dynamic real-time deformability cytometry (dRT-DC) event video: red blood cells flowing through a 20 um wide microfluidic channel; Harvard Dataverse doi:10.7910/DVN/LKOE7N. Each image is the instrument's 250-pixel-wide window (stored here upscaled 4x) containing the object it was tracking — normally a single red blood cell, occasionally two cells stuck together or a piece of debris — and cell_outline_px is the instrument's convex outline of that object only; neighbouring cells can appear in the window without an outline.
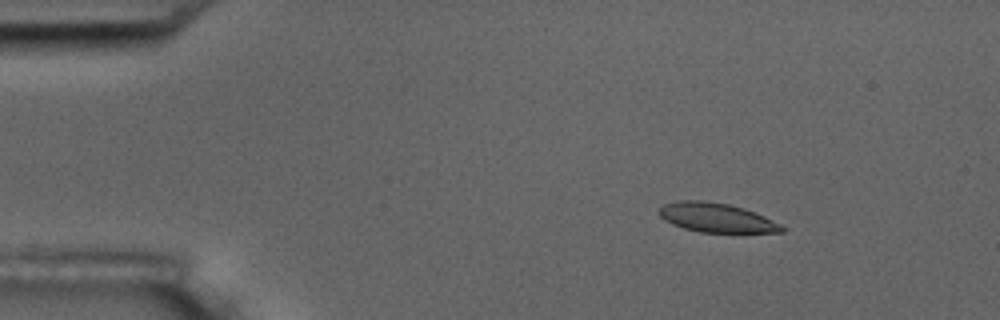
{"species": "common noctule bat (a hibernating species)", "species_latin": "Nyctalus noctula", "temperature_condition": "room temperature", "stored_images_in_passage": 14, "camera_frame_rate_fps": 3000, "um_per_image_px": 0.085, "animal": {"sex": "male", "body_mass_g": 17.5, "forearm_length_mm": 52.3}, "frame": {"image": 1, "passage_image": 3, "time_ms": 2.0, "image_size_px": [1000, 320], "cell_outline_px": [[784, 232], [700, 232], [684, 228], [672, 224], [664, 220], [656, 212], [664, 204], [676, 200], [704, 200], [728, 204], [744, 208], [764, 216], [780, 224], [784, 228]], "centroid_in_image_um": [60.84, 18.49], "position_along_channel_um": 24.2, "area_um2": 20.87}}
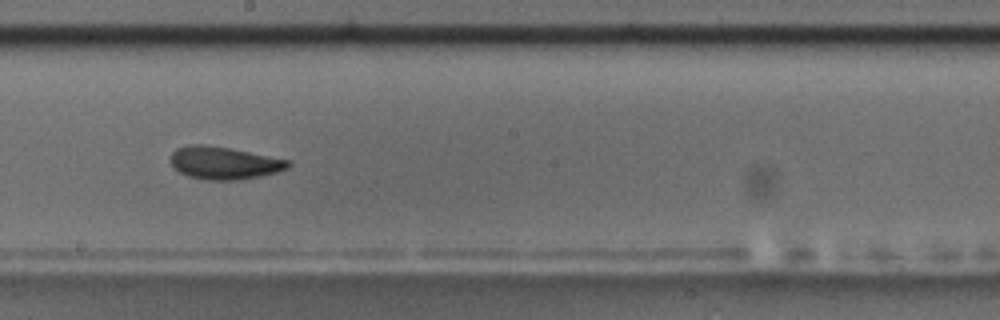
{"frame": {"image": 2, "passage_image": 10, "time_ms": 10.0, "image_size_px": [1000, 320], "cell_outline_px": [[292, 164], [288, 168], [276, 172], [260, 176], [240, 180], [204, 180], [188, 176], [180, 172], [168, 160], [172, 152], [176, 148], [188, 144], [204, 144], [228, 148], [292, 160]], "centroid_in_image_um": [19.04, 13.85], "position_along_channel_um": 229.2, "area_um2": 22.54}, "authors_computed_cell_mechanics": {"area_um2": 21.7328, "velocity_mm_per_s": 3.4946, "shape_relaxation_time_tau1_ms": 4.9671, "shape_relaxation_time_tau2_ms": 5.0843, "deformation_change_tau1": 0.1192, "deformation_change_tau2": 0.0763}}